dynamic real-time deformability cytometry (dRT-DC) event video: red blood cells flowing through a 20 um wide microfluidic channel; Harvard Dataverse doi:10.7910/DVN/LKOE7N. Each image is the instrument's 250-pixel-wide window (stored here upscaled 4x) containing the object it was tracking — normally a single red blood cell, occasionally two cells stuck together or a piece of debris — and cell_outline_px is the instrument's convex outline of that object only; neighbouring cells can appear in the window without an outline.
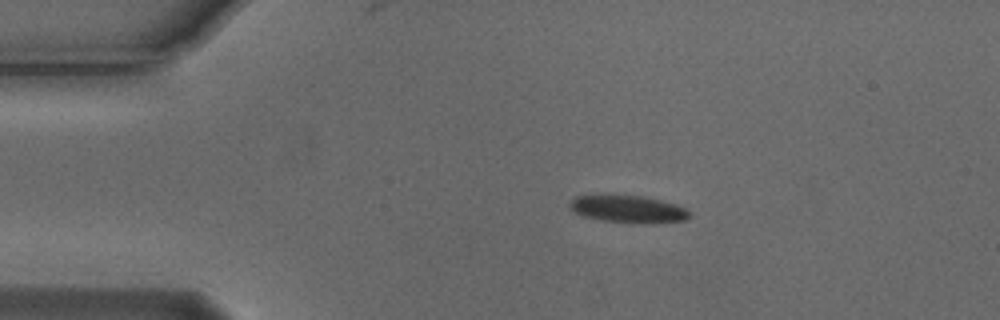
{"species": "Egyptian fruit bat (a non-hibernating species)", "species_latin": "Rousettus aegyptiacus", "temperature_condition": "cold", "stored_images_in_passage": 3, "camera_frame_rate_fps": 3000, "um_per_image_px": 0.085, "animal": {"sex": "male"}, "frame": {"image": 1, "passage_image": 1, "time_ms": 0.0, "image_size_px": [1000, 320], "cell_outline_px": [[692, 216], [684, 220], [652, 224], [632, 224], [600, 220], [584, 216], [568, 208], [568, 204], [576, 196], [644, 196], [676, 204], [684, 208]], "centroid_in_image_um": [53.42, 17.8], "position_along_channel_um": 31.6, "area_um2": 19.07}}
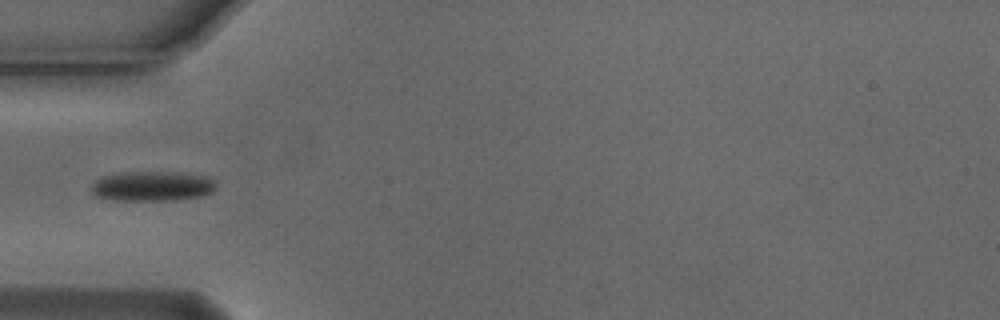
{"frame": {"image": 2, "passage_image": 3, "time_ms": 0.667, "image_size_px": [1000, 320], "cell_outline_px": [[216, 188], [212, 192], [204, 196], [176, 200], [116, 200], [96, 196], [88, 188], [100, 176], [128, 172], [172, 172], [204, 176], [212, 180], [216, 184]], "centroid_in_image_um": [12.92, 15.83], "position_along_channel_um": 72.1, "area_um2": 21.73}}